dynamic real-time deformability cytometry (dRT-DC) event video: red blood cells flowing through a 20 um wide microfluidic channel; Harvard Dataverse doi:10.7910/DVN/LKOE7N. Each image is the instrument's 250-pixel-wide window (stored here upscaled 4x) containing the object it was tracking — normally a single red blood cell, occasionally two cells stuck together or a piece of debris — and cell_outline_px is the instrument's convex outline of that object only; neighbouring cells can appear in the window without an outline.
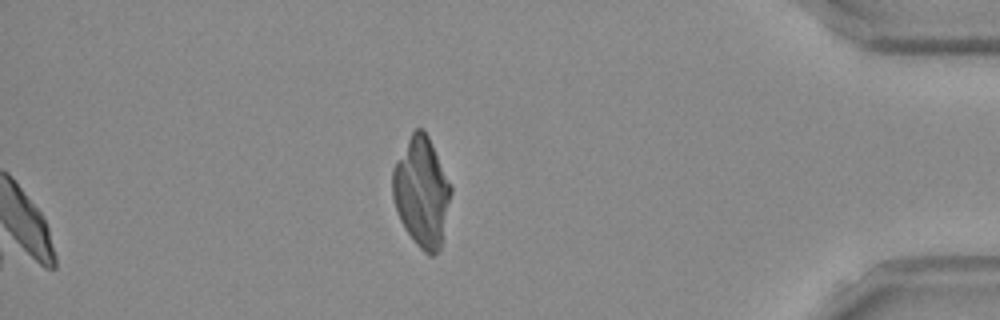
{"species": "Egyptian fruit bat (a non-hibernating species)", "species_latin": "Rousettus aegyptiacus", "temperature_condition": "room temperature", "stored_images_in_passage": 52, "segment_of_instrument_passage": [1, 2], "camera_frame_rate_fps": 3000, "um_per_image_px": 0.085, "frame": {"image": 1, "passage_image": 44, "time_ms": 14.333, "image_size_px": [1000, 320], "cell_outline_px": [[452, 192], [440, 248], [432, 256], [428, 256], [416, 244], [404, 228], [400, 220], [392, 196], [392, 168], [396, 160], [412, 132], [416, 128], [424, 128], [428, 136], [452, 188]], "centroid_in_image_um": [35.82, 16.33], "position_along_channel_um": 399.4, "area_um2": 36.99}}